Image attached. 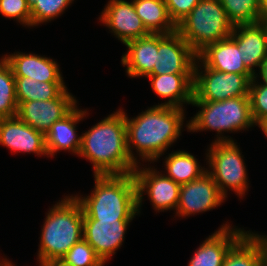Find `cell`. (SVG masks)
I'll list each match as a JSON object with an SVG mask.
<instances>
[{
	"label": "cell",
	"mask_w": 267,
	"mask_h": 266,
	"mask_svg": "<svg viewBox=\"0 0 267 266\" xmlns=\"http://www.w3.org/2000/svg\"><path fill=\"white\" fill-rule=\"evenodd\" d=\"M153 91L161 98L167 99L158 106L184 109L183 104L190 105L193 100L194 74L148 75Z\"/></svg>",
	"instance_id": "20"
},
{
	"label": "cell",
	"mask_w": 267,
	"mask_h": 266,
	"mask_svg": "<svg viewBox=\"0 0 267 266\" xmlns=\"http://www.w3.org/2000/svg\"><path fill=\"white\" fill-rule=\"evenodd\" d=\"M132 220L83 219V238L93 247L96 254L107 263L124 240L125 232Z\"/></svg>",
	"instance_id": "14"
},
{
	"label": "cell",
	"mask_w": 267,
	"mask_h": 266,
	"mask_svg": "<svg viewBox=\"0 0 267 266\" xmlns=\"http://www.w3.org/2000/svg\"><path fill=\"white\" fill-rule=\"evenodd\" d=\"M39 266H67L61 260L59 261H48L39 263Z\"/></svg>",
	"instance_id": "37"
},
{
	"label": "cell",
	"mask_w": 267,
	"mask_h": 266,
	"mask_svg": "<svg viewBox=\"0 0 267 266\" xmlns=\"http://www.w3.org/2000/svg\"><path fill=\"white\" fill-rule=\"evenodd\" d=\"M0 145L14 153L48 156L45 134L27 125L17 116L0 118Z\"/></svg>",
	"instance_id": "15"
},
{
	"label": "cell",
	"mask_w": 267,
	"mask_h": 266,
	"mask_svg": "<svg viewBox=\"0 0 267 266\" xmlns=\"http://www.w3.org/2000/svg\"><path fill=\"white\" fill-rule=\"evenodd\" d=\"M246 232L226 222L199 245L190 258L188 266H223L230 248Z\"/></svg>",
	"instance_id": "16"
},
{
	"label": "cell",
	"mask_w": 267,
	"mask_h": 266,
	"mask_svg": "<svg viewBox=\"0 0 267 266\" xmlns=\"http://www.w3.org/2000/svg\"><path fill=\"white\" fill-rule=\"evenodd\" d=\"M258 20H267V0L260 2V10Z\"/></svg>",
	"instance_id": "36"
},
{
	"label": "cell",
	"mask_w": 267,
	"mask_h": 266,
	"mask_svg": "<svg viewBox=\"0 0 267 266\" xmlns=\"http://www.w3.org/2000/svg\"><path fill=\"white\" fill-rule=\"evenodd\" d=\"M125 46L127 52L121 56V64L126 67L127 76L146 78L150 75L158 53V34L131 40Z\"/></svg>",
	"instance_id": "21"
},
{
	"label": "cell",
	"mask_w": 267,
	"mask_h": 266,
	"mask_svg": "<svg viewBox=\"0 0 267 266\" xmlns=\"http://www.w3.org/2000/svg\"><path fill=\"white\" fill-rule=\"evenodd\" d=\"M197 54L177 33L158 34V53L150 75L194 74Z\"/></svg>",
	"instance_id": "11"
},
{
	"label": "cell",
	"mask_w": 267,
	"mask_h": 266,
	"mask_svg": "<svg viewBox=\"0 0 267 266\" xmlns=\"http://www.w3.org/2000/svg\"><path fill=\"white\" fill-rule=\"evenodd\" d=\"M238 146L235 141L212 142L205 153L207 172L225 198L230 190L243 198L249 188L244 157Z\"/></svg>",
	"instance_id": "7"
},
{
	"label": "cell",
	"mask_w": 267,
	"mask_h": 266,
	"mask_svg": "<svg viewBox=\"0 0 267 266\" xmlns=\"http://www.w3.org/2000/svg\"><path fill=\"white\" fill-rule=\"evenodd\" d=\"M199 1L200 0H165V4L171 20L177 25L192 11Z\"/></svg>",
	"instance_id": "33"
},
{
	"label": "cell",
	"mask_w": 267,
	"mask_h": 266,
	"mask_svg": "<svg viewBox=\"0 0 267 266\" xmlns=\"http://www.w3.org/2000/svg\"><path fill=\"white\" fill-rule=\"evenodd\" d=\"M233 29L220 0H200L176 25V32L196 54L209 44L229 38Z\"/></svg>",
	"instance_id": "6"
},
{
	"label": "cell",
	"mask_w": 267,
	"mask_h": 266,
	"mask_svg": "<svg viewBox=\"0 0 267 266\" xmlns=\"http://www.w3.org/2000/svg\"><path fill=\"white\" fill-rule=\"evenodd\" d=\"M257 23L261 26V28L264 32L265 42H266V50H267V20H258Z\"/></svg>",
	"instance_id": "38"
},
{
	"label": "cell",
	"mask_w": 267,
	"mask_h": 266,
	"mask_svg": "<svg viewBox=\"0 0 267 266\" xmlns=\"http://www.w3.org/2000/svg\"><path fill=\"white\" fill-rule=\"evenodd\" d=\"M137 15L152 34H171L176 25L171 20L165 0H133Z\"/></svg>",
	"instance_id": "23"
},
{
	"label": "cell",
	"mask_w": 267,
	"mask_h": 266,
	"mask_svg": "<svg viewBox=\"0 0 267 266\" xmlns=\"http://www.w3.org/2000/svg\"><path fill=\"white\" fill-rule=\"evenodd\" d=\"M0 14L31 28L30 0H0Z\"/></svg>",
	"instance_id": "32"
},
{
	"label": "cell",
	"mask_w": 267,
	"mask_h": 266,
	"mask_svg": "<svg viewBox=\"0 0 267 266\" xmlns=\"http://www.w3.org/2000/svg\"><path fill=\"white\" fill-rule=\"evenodd\" d=\"M200 110L187 121L189 132L216 131L214 142L234 141L224 132H239L257 126L253 120L249 96L229 98L223 101H192ZM229 137V138H228Z\"/></svg>",
	"instance_id": "5"
},
{
	"label": "cell",
	"mask_w": 267,
	"mask_h": 266,
	"mask_svg": "<svg viewBox=\"0 0 267 266\" xmlns=\"http://www.w3.org/2000/svg\"><path fill=\"white\" fill-rule=\"evenodd\" d=\"M18 102L15 90V77L9 64L0 59V118L17 115Z\"/></svg>",
	"instance_id": "27"
},
{
	"label": "cell",
	"mask_w": 267,
	"mask_h": 266,
	"mask_svg": "<svg viewBox=\"0 0 267 266\" xmlns=\"http://www.w3.org/2000/svg\"><path fill=\"white\" fill-rule=\"evenodd\" d=\"M185 109L153 105L136 117L125 111L127 150L132 161L154 163L179 139L185 122ZM137 156H135V152Z\"/></svg>",
	"instance_id": "1"
},
{
	"label": "cell",
	"mask_w": 267,
	"mask_h": 266,
	"mask_svg": "<svg viewBox=\"0 0 267 266\" xmlns=\"http://www.w3.org/2000/svg\"><path fill=\"white\" fill-rule=\"evenodd\" d=\"M241 51L245 66L255 75L267 57L264 32L258 23L234 25L230 36Z\"/></svg>",
	"instance_id": "22"
},
{
	"label": "cell",
	"mask_w": 267,
	"mask_h": 266,
	"mask_svg": "<svg viewBox=\"0 0 267 266\" xmlns=\"http://www.w3.org/2000/svg\"><path fill=\"white\" fill-rule=\"evenodd\" d=\"M91 194L75 198L83 208V217L94 220H133L138 215L137 184L133 173L94 175Z\"/></svg>",
	"instance_id": "3"
},
{
	"label": "cell",
	"mask_w": 267,
	"mask_h": 266,
	"mask_svg": "<svg viewBox=\"0 0 267 266\" xmlns=\"http://www.w3.org/2000/svg\"><path fill=\"white\" fill-rule=\"evenodd\" d=\"M251 80L249 101L255 124L260 128L267 121V85Z\"/></svg>",
	"instance_id": "31"
},
{
	"label": "cell",
	"mask_w": 267,
	"mask_h": 266,
	"mask_svg": "<svg viewBox=\"0 0 267 266\" xmlns=\"http://www.w3.org/2000/svg\"><path fill=\"white\" fill-rule=\"evenodd\" d=\"M225 200L212 176L206 172L198 179L180 185L176 216L204 213L222 205Z\"/></svg>",
	"instance_id": "12"
},
{
	"label": "cell",
	"mask_w": 267,
	"mask_h": 266,
	"mask_svg": "<svg viewBox=\"0 0 267 266\" xmlns=\"http://www.w3.org/2000/svg\"><path fill=\"white\" fill-rule=\"evenodd\" d=\"M261 131L264 133L267 138V121L260 127Z\"/></svg>",
	"instance_id": "40"
},
{
	"label": "cell",
	"mask_w": 267,
	"mask_h": 266,
	"mask_svg": "<svg viewBox=\"0 0 267 266\" xmlns=\"http://www.w3.org/2000/svg\"><path fill=\"white\" fill-rule=\"evenodd\" d=\"M98 19L124 45L151 34L137 15L133 0H109Z\"/></svg>",
	"instance_id": "13"
},
{
	"label": "cell",
	"mask_w": 267,
	"mask_h": 266,
	"mask_svg": "<svg viewBox=\"0 0 267 266\" xmlns=\"http://www.w3.org/2000/svg\"><path fill=\"white\" fill-rule=\"evenodd\" d=\"M251 233L259 240L264 255V266H267V235H260L258 232L252 231Z\"/></svg>",
	"instance_id": "35"
},
{
	"label": "cell",
	"mask_w": 267,
	"mask_h": 266,
	"mask_svg": "<svg viewBox=\"0 0 267 266\" xmlns=\"http://www.w3.org/2000/svg\"><path fill=\"white\" fill-rule=\"evenodd\" d=\"M259 72L257 73H255V75H254V78L256 79V80H262L261 82V84H263V85H267V57H266V59L262 62V65L260 66V68H259V70H258ZM259 74V75H258ZM260 78V79H259Z\"/></svg>",
	"instance_id": "34"
},
{
	"label": "cell",
	"mask_w": 267,
	"mask_h": 266,
	"mask_svg": "<svg viewBox=\"0 0 267 266\" xmlns=\"http://www.w3.org/2000/svg\"><path fill=\"white\" fill-rule=\"evenodd\" d=\"M233 25L258 22L259 0H220Z\"/></svg>",
	"instance_id": "28"
},
{
	"label": "cell",
	"mask_w": 267,
	"mask_h": 266,
	"mask_svg": "<svg viewBox=\"0 0 267 266\" xmlns=\"http://www.w3.org/2000/svg\"><path fill=\"white\" fill-rule=\"evenodd\" d=\"M163 163L164 174L180 185L198 179L207 172V167H201L196 157L185 150L171 151Z\"/></svg>",
	"instance_id": "24"
},
{
	"label": "cell",
	"mask_w": 267,
	"mask_h": 266,
	"mask_svg": "<svg viewBox=\"0 0 267 266\" xmlns=\"http://www.w3.org/2000/svg\"><path fill=\"white\" fill-rule=\"evenodd\" d=\"M223 266H264L261 245L250 230L230 248Z\"/></svg>",
	"instance_id": "25"
},
{
	"label": "cell",
	"mask_w": 267,
	"mask_h": 266,
	"mask_svg": "<svg viewBox=\"0 0 267 266\" xmlns=\"http://www.w3.org/2000/svg\"><path fill=\"white\" fill-rule=\"evenodd\" d=\"M61 261L67 266H104L93 247L83 238L75 243Z\"/></svg>",
	"instance_id": "30"
},
{
	"label": "cell",
	"mask_w": 267,
	"mask_h": 266,
	"mask_svg": "<svg viewBox=\"0 0 267 266\" xmlns=\"http://www.w3.org/2000/svg\"><path fill=\"white\" fill-rule=\"evenodd\" d=\"M74 0H30L31 27L61 16Z\"/></svg>",
	"instance_id": "29"
},
{
	"label": "cell",
	"mask_w": 267,
	"mask_h": 266,
	"mask_svg": "<svg viewBox=\"0 0 267 266\" xmlns=\"http://www.w3.org/2000/svg\"><path fill=\"white\" fill-rule=\"evenodd\" d=\"M13 263L9 261L6 257L0 259V266H12Z\"/></svg>",
	"instance_id": "39"
},
{
	"label": "cell",
	"mask_w": 267,
	"mask_h": 266,
	"mask_svg": "<svg viewBox=\"0 0 267 266\" xmlns=\"http://www.w3.org/2000/svg\"><path fill=\"white\" fill-rule=\"evenodd\" d=\"M250 83L251 79L245 74L219 72L196 59L192 101L212 102L248 96Z\"/></svg>",
	"instance_id": "8"
},
{
	"label": "cell",
	"mask_w": 267,
	"mask_h": 266,
	"mask_svg": "<svg viewBox=\"0 0 267 266\" xmlns=\"http://www.w3.org/2000/svg\"><path fill=\"white\" fill-rule=\"evenodd\" d=\"M83 208L75 196H65L49 208L41 229L37 261H59L83 239Z\"/></svg>",
	"instance_id": "4"
},
{
	"label": "cell",
	"mask_w": 267,
	"mask_h": 266,
	"mask_svg": "<svg viewBox=\"0 0 267 266\" xmlns=\"http://www.w3.org/2000/svg\"><path fill=\"white\" fill-rule=\"evenodd\" d=\"M76 105V98L66 88L55 99L19 103L16 116L35 130L46 134L57 120L67 115Z\"/></svg>",
	"instance_id": "10"
},
{
	"label": "cell",
	"mask_w": 267,
	"mask_h": 266,
	"mask_svg": "<svg viewBox=\"0 0 267 266\" xmlns=\"http://www.w3.org/2000/svg\"><path fill=\"white\" fill-rule=\"evenodd\" d=\"M78 156L92 165L93 175L133 173L137 165L127 150L125 113L118 109L82 133Z\"/></svg>",
	"instance_id": "2"
},
{
	"label": "cell",
	"mask_w": 267,
	"mask_h": 266,
	"mask_svg": "<svg viewBox=\"0 0 267 266\" xmlns=\"http://www.w3.org/2000/svg\"><path fill=\"white\" fill-rule=\"evenodd\" d=\"M88 115L87 109L79 110L77 105L63 118L57 120L45 134L48 157L58 151L79 154L82 136L77 135V124Z\"/></svg>",
	"instance_id": "19"
},
{
	"label": "cell",
	"mask_w": 267,
	"mask_h": 266,
	"mask_svg": "<svg viewBox=\"0 0 267 266\" xmlns=\"http://www.w3.org/2000/svg\"><path fill=\"white\" fill-rule=\"evenodd\" d=\"M14 77H29L38 82H64L59 64L50 57L32 53L5 54Z\"/></svg>",
	"instance_id": "18"
},
{
	"label": "cell",
	"mask_w": 267,
	"mask_h": 266,
	"mask_svg": "<svg viewBox=\"0 0 267 266\" xmlns=\"http://www.w3.org/2000/svg\"><path fill=\"white\" fill-rule=\"evenodd\" d=\"M134 169V176L137 184L138 213L142 207L143 195L146 193L153 209L156 212L176 210L179 202L180 184L174 182L165 174L157 171L155 167H140Z\"/></svg>",
	"instance_id": "9"
},
{
	"label": "cell",
	"mask_w": 267,
	"mask_h": 266,
	"mask_svg": "<svg viewBox=\"0 0 267 266\" xmlns=\"http://www.w3.org/2000/svg\"><path fill=\"white\" fill-rule=\"evenodd\" d=\"M66 88L65 82H38L29 77H15L18 104L26 101L55 99Z\"/></svg>",
	"instance_id": "26"
},
{
	"label": "cell",
	"mask_w": 267,
	"mask_h": 266,
	"mask_svg": "<svg viewBox=\"0 0 267 266\" xmlns=\"http://www.w3.org/2000/svg\"><path fill=\"white\" fill-rule=\"evenodd\" d=\"M197 59L205 67L219 72L245 74L251 80L254 74L245 66L237 43L231 38L207 45L197 54Z\"/></svg>",
	"instance_id": "17"
}]
</instances>
